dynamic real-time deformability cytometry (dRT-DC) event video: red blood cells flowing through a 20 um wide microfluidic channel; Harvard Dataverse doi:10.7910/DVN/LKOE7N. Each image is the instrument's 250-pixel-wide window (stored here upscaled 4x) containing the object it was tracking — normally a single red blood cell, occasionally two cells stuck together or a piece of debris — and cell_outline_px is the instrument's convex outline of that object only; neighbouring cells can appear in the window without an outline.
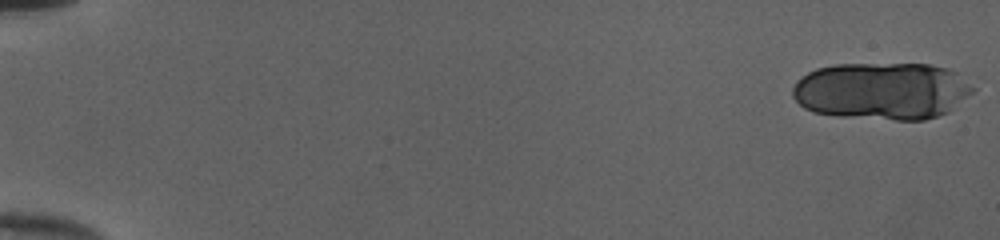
{"species": "human", "species_latin": "Homo sapiens", "temperature_condition": "cold", "stored_images_in_passage": 18, "camera_frame_rate_fps": 3000, "um_per_image_px": 0.085, "donor": {"sex": "female"}, "frame": {"image": 1, "passage_image": 1, "time_ms": 0.0, "image_size_px": [1000, 240], "cell_outline_px": [[976, 88], [972, 92], [948, 112], [924, 120], [896, 120], [836, 116], [812, 112], [804, 108], [792, 96], [792, 88], [796, 80], [808, 72], [816, 68], [836, 64], [928, 64], [948, 68], [956, 72]], "centroid_in_image_um": [74.93, 7.73], "position_along_channel_um": 10.1, "area_um2": 60.52}}